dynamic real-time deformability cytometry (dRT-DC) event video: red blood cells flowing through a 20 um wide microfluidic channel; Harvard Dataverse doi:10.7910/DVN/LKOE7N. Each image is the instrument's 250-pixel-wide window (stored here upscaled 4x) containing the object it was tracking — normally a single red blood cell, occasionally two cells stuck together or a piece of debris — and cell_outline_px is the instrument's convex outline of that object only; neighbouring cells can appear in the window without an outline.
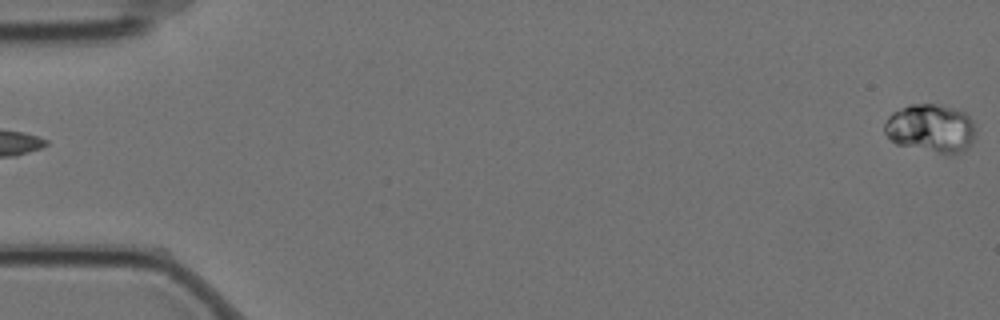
{"species": "Egyptian fruit bat (a non-hibernating species)", "species_latin": "Rousettus aegyptiacus", "temperature_condition": "cold", "stored_images_in_passage": 2, "segment_of_instrument_passage": [2, 2], "camera_frame_rate_fps": 3000, "um_per_image_px": 0.085, "animal": {"sex": "female"}, "frame": {"image": 1, "passage_image": 2, "time_ms": 0.333, "image_size_px": [1000, 320], "cell_outline_px": [[976, 140], [964, 152], [952, 156], [944, 156], [896, 144], [884, 132], [884, 124], [888, 116], [892, 112], [900, 108], [912, 104], [940, 104], [964, 112], [972, 120], [976, 128]], "centroid_in_image_um": [79.17, 10.96], "position_along_channel_um": 5.8, "area_um2": 26.65}}